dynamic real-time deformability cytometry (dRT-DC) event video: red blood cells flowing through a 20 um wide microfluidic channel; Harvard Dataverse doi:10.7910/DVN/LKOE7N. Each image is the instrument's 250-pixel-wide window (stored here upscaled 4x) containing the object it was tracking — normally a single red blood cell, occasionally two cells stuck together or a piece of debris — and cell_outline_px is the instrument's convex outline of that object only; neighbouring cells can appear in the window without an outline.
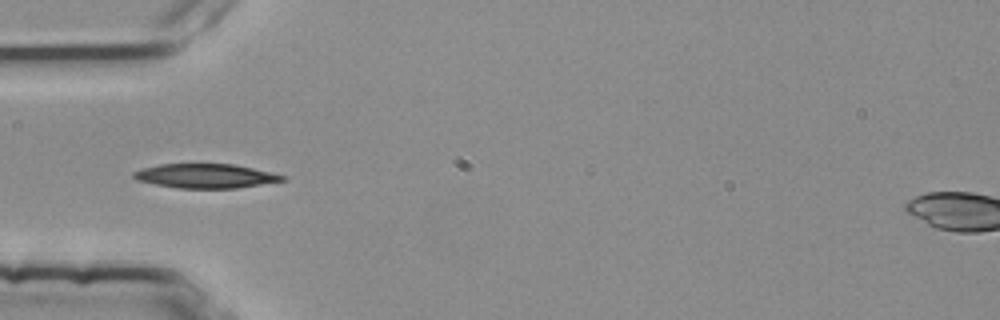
{"species": "common noctule bat (a hibernating species)", "species_latin": "Nyctalus noctula", "temperature_condition": "room temperature", "stored_images_in_passage": 22, "camera_frame_rate_fps": 3000, "um_per_image_px": 0.085, "animal": {"sex": "female", "body_mass_g": 25.1}, "frame": {"image": 1, "passage_image": 4, "time_ms": 1.0, "image_size_px": [1000, 320], "cell_outline_px": [[284, 180], [236, 188], [180, 188], [156, 184], [136, 180], [132, 176], [132, 172], [144, 168], [160, 164], [232, 164], [252, 168], [284, 176]], "centroid_in_image_um": [17.4, 14.95], "position_along_channel_um": 67.6, "area_um2": 20.58}}